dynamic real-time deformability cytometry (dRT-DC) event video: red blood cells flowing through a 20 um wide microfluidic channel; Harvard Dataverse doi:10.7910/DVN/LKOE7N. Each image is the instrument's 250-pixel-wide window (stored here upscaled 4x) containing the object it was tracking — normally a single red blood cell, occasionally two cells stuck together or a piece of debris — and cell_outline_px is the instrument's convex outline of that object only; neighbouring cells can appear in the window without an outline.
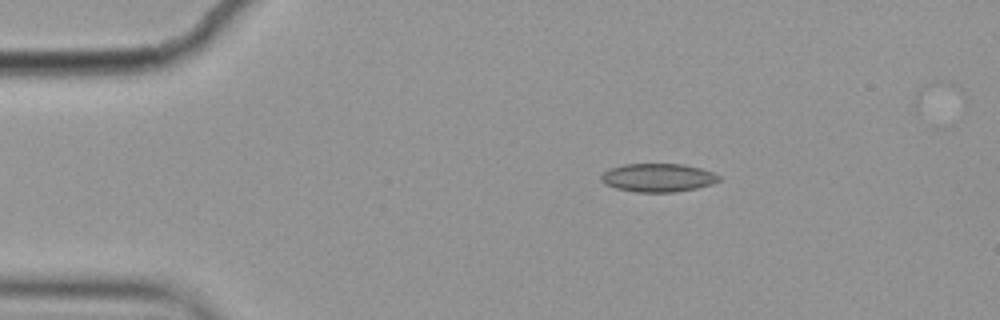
{"species": "common noctule bat (a hibernating species)", "species_latin": "Nyctalus noctula", "temperature_condition": "cold", "stored_images_in_passage": 10, "camera_frame_rate_fps": 3000, "um_per_image_px": 0.085, "animal": {"sex": "female", "body_mass_g": 19.9}, "frame": {"image": 1, "passage_image": 1, "time_ms": 0.0, "image_size_px": [1000, 320], "cell_outline_px": [[720, 180], [712, 184], [696, 188], [676, 192], [636, 192], [616, 188], [604, 184], [600, 180], [600, 176], [608, 168], [624, 164], [684, 164], [700, 168], [712, 172], [720, 176]], "centroid_in_image_um": [55.9, 15.1], "position_along_channel_um": 29.1, "area_um2": 19.59}}
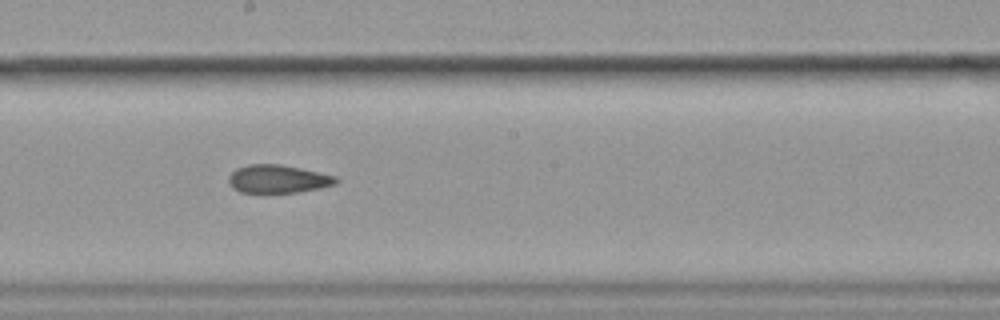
{"frame": {"image": 2, "passage_image": 7, "time_ms": 2.0, "image_size_px": [1000, 320], "cell_outline_px": [[340, 180], [336, 184], [320, 188], [296, 192], [240, 192], [232, 188], [228, 180], [228, 176], [236, 168], [248, 164], [280, 164], [300, 168], [336, 176]], "centroid_in_image_um": [23.62, 15.2], "position_along_channel_um": 224.6, "area_um2": 17.57}}
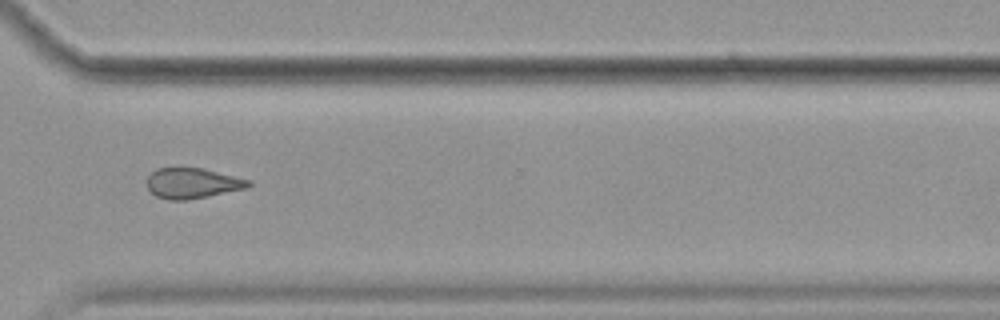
{"frame": {"image": 3, "passage_image": 10, "time_ms": 3.0, "image_size_px": [1000, 320], "cell_outline_px": [[252, 184], [248, 188], [188, 200], [168, 200], [156, 196], [148, 188], [148, 176], [156, 168], [204, 168], [252, 180]], "centroid_in_image_um": [16.4, 15.57], "position_along_channel_um": 354.2, "area_um2": 18.09}}